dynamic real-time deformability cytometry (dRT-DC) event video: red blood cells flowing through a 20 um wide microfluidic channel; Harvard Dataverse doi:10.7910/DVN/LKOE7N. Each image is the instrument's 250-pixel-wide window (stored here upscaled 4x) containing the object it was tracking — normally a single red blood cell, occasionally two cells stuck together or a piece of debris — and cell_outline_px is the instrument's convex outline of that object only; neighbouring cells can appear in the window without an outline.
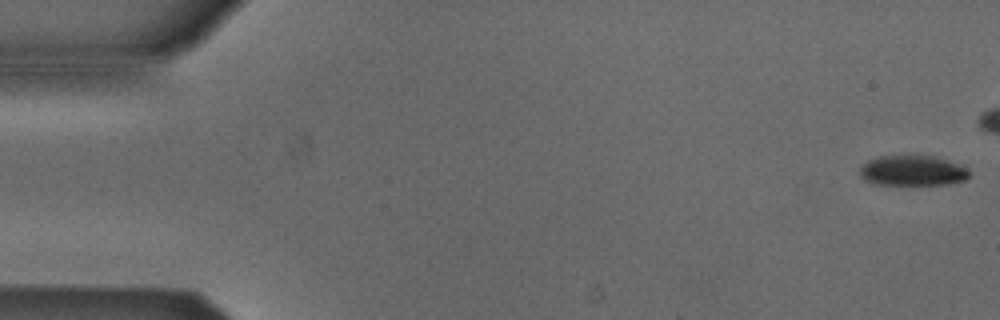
{"species": "Egyptian fruit bat (a non-hibernating species)", "species_latin": "Rousettus aegyptiacus", "temperature_condition": "cold", "stored_images_in_passage": 43, "camera_frame_rate_fps": 3000, "um_per_image_px": 0.085, "animal": {"sex": "male"}, "frame": {"image": 1, "passage_image": 1, "time_ms": 0.0, "image_size_px": [1000, 320], "cell_outline_px": [[968, 176], [964, 180], [948, 184], [872, 184], [864, 180], [860, 176], [860, 168], [868, 160], [880, 156], [908, 152], [936, 156], [956, 164], [964, 168], [968, 172]], "centroid_in_image_um": [77.49, 14.45], "position_along_channel_um": 7.5, "area_um2": 19.77}}
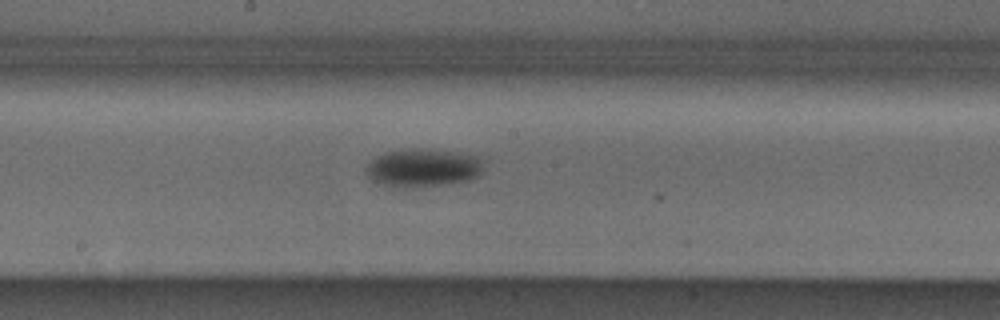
{"frame": {"image": 2, "passage_image": 28, "time_ms": 9.0, "image_size_px": [1000, 320], "cell_outline_px": [[488, 156], [484, 168], [472, 180], [444, 184], [412, 188], [404, 188], [388, 184], [376, 180], [368, 176], [364, 168], [376, 156], [384, 152], [408, 148], [428, 148]], "centroid_in_image_um": [36.08, 14.22], "position_along_channel_um": 212.1, "area_um2": 26.76}}
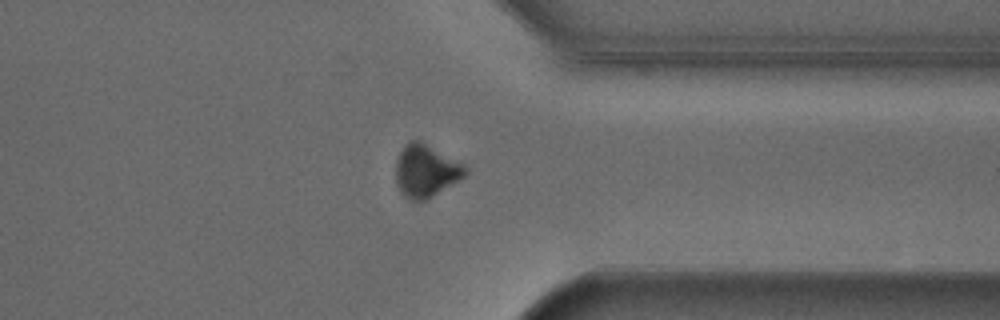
{"frame": {"image": 3, "passage_image": 41, "time_ms": 13.333, "image_size_px": [1000, 320], "cell_outline_px": [[468, 172], [464, 176], [432, 196], [424, 200], [408, 200], [400, 192], [396, 184], [396, 160], [404, 144], [408, 140], [420, 140], [464, 164], [468, 168]], "centroid_in_image_um": [36.17, 14.5], "position_along_channel_um": 375.2, "area_um2": 21.21}}